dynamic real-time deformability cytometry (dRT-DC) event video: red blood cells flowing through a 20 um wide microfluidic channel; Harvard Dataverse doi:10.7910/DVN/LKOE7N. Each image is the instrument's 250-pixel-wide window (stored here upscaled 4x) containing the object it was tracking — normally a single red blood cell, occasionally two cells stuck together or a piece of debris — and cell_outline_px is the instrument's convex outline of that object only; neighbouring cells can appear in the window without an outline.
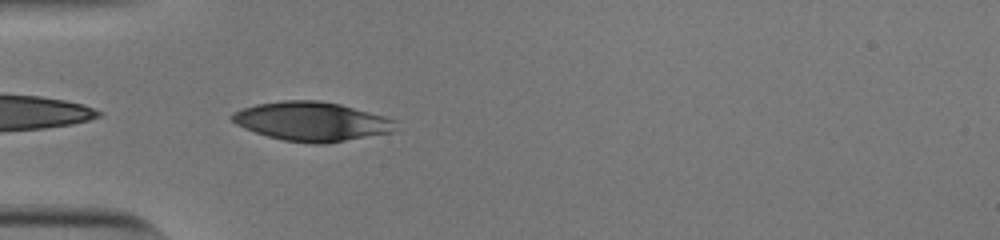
{"species": "human", "species_latin": "Homo sapiens", "temperature_condition": "cold", "stored_images_in_passage": 37, "camera_frame_rate_fps": 3000, "um_per_image_px": 0.085, "donor": {"sex": "male"}, "frame": {"image": 1, "passage_image": 1, "time_ms": 0.0, "image_size_px": [1000, 240], "cell_outline_px": [[396, 120], [392, 132], [328, 144], [312, 144], [284, 140], [268, 136], [244, 128], [236, 124], [228, 116], [244, 108], [256, 104], [284, 100], [320, 100], [340, 104], [384, 116]], "centroid_in_image_um": [26.5, 10.33], "position_along_channel_um": 58.5, "area_um2": 37.17}}
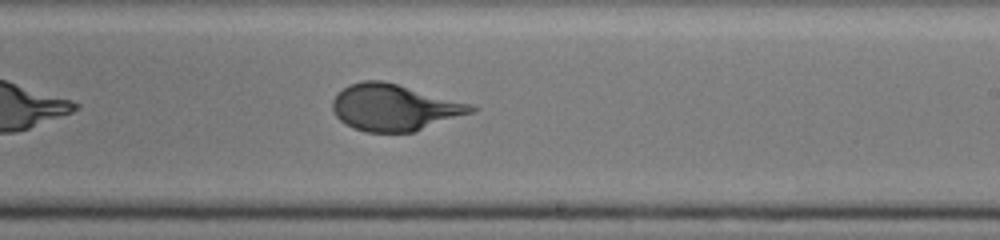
{"frame": {"image": 2, "passage_image": 17, "time_ms": 5.333, "image_size_px": [1000, 240], "cell_outline_px": [[480, 108], [476, 112], [412, 132], [368, 132], [352, 128], [344, 124], [336, 116], [332, 108], [332, 100], [348, 84], [364, 80], [384, 80], [472, 104]], "centroid_in_image_um": [33.54, 9.13], "position_along_channel_um": 255.5, "area_um2": 37.74}}
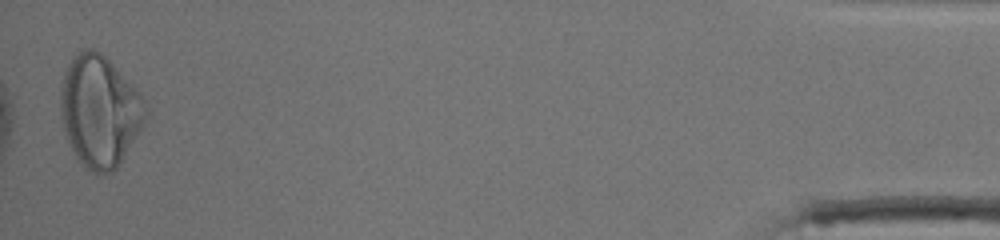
{"frame": {"image": 3, "passage_image": 37, "time_ms": 12.0, "image_size_px": [1000, 240], "cell_outline_px": [[148, 104], [144, 120], [140, 128], [116, 168], [112, 172], [92, 172], [76, 156], [64, 132], [60, 116], [60, 88], [64, 72], [72, 56], [84, 48], [92, 48], [100, 52], [140, 92]], "centroid_in_image_um": [8.44, 9.39], "position_along_channel_um": 426.8, "area_um2": 54.62}, "authors_computed_cell_mechanics": {"area_um2": 37.7434, "velocity_mm_per_s": 3.8155, "shape_relaxation_time_tau1_ms": 4.2233, "shape_relaxation_time_tau2_ms": null, "deformation_change_tau1": 0.195, "deformation_change_tau2": null}}